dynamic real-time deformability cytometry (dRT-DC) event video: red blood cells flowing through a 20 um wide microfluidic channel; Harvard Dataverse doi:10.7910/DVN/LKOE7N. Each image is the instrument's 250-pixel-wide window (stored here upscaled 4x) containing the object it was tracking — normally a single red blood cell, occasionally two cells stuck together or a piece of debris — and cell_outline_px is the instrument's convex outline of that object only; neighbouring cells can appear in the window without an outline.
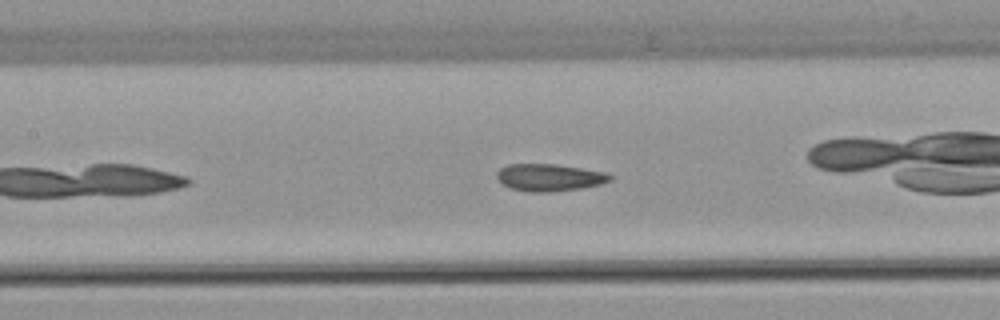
{"species": "common noctule bat (a hibernating species)", "species_latin": "Nyctalus noctula", "temperature_condition": "warm", "stored_images_in_passage": 22, "camera_frame_rate_fps": 3000, "um_per_image_px": 0.085, "animal": {"sex": "female", "body_mass_g": 22.7, "forearm_length_mm": 54.2}, "frame": {"image": 1, "passage_image": 4, "time_ms": 1.0, "image_size_px": [1000, 320], "cell_outline_px": [[612, 180], [600, 184], [580, 188], [552, 192], [528, 192], [512, 188], [504, 184], [496, 176], [496, 172], [500, 168], [508, 164], [556, 164], [604, 172], [612, 176]], "centroid_in_image_um": [46.68, 15.08], "position_along_channel_um": 160.7, "area_um2": 17.8}}